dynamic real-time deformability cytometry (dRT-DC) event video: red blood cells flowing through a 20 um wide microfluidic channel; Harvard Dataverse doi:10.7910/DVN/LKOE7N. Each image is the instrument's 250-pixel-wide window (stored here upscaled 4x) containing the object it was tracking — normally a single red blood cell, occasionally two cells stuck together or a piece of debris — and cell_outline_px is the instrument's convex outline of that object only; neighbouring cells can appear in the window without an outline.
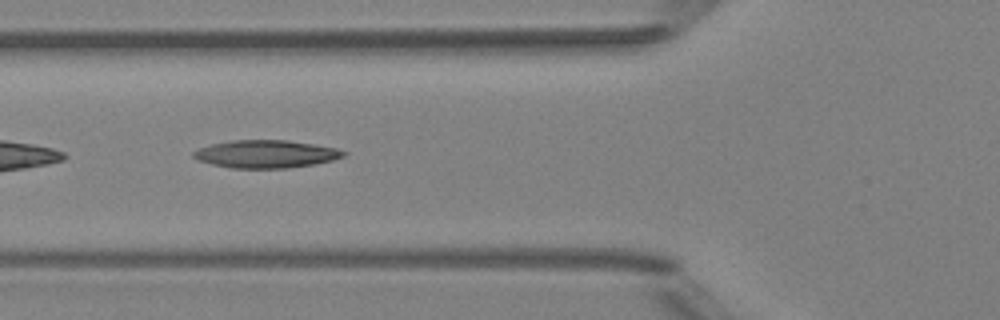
{"species": "Egyptian fruit bat (a non-hibernating species)", "species_latin": "Rousettus aegyptiacus", "temperature_condition": "room temperature", "stored_images_in_passage": 9, "camera_frame_rate_fps": 3000, "um_per_image_px": 0.085, "animal": {"sex": "female"}, "frame": {"image": 1, "passage_image": 6, "time_ms": 5.667, "image_size_px": [1000, 320], "cell_outline_px": [[348, 152], [344, 156], [332, 160], [316, 164], [288, 168], [232, 168], [212, 164], [196, 160], [192, 156], [192, 152], [200, 148], [212, 144], [232, 140], [288, 140], [336, 148]], "centroid_in_image_um": [22.6, 13.09], "position_along_channel_um": 103.2, "area_um2": 24.28}}
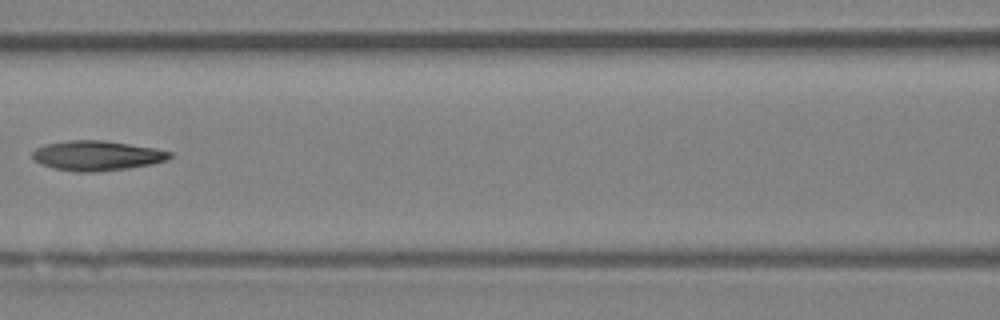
{"frame": {"image": 2, "passage_image": 7, "time_ms": 7.0, "image_size_px": [1000, 320], "cell_outline_px": [[172, 156], [164, 160], [152, 164], [128, 168], [96, 172], [76, 172], [52, 168], [40, 164], [32, 156], [32, 152], [36, 148], [44, 144], [68, 140], [104, 140], [156, 148], [172, 152]], "centroid_in_image_um": [8.21, 13.22], "position_along_channel_um": 158.4, "area_um2": 23.99}}
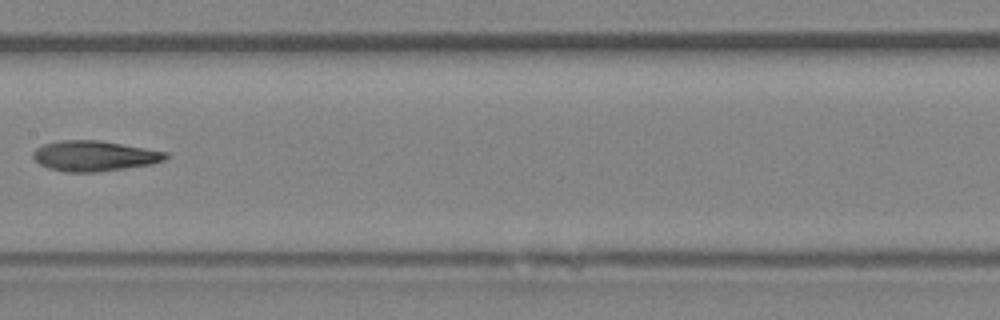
{"frame": {"image": 3, "passage_image": 8, "time_ms": 8.0, "image_size_px": [1000, 320], "cell_outline_px": [[168, 156], [164, 160], [152, 164], [100, 172], [64, 172], [48, 168], [40, 164], [32, 156], [32, 152], [36, 148], [44, 144], [60, 140], [100, 140], [168, 152]], "centroid_in_image_um": [8.01, 13.26], "position_along_channel_um": 199.4, "area_um2": 23.58}}